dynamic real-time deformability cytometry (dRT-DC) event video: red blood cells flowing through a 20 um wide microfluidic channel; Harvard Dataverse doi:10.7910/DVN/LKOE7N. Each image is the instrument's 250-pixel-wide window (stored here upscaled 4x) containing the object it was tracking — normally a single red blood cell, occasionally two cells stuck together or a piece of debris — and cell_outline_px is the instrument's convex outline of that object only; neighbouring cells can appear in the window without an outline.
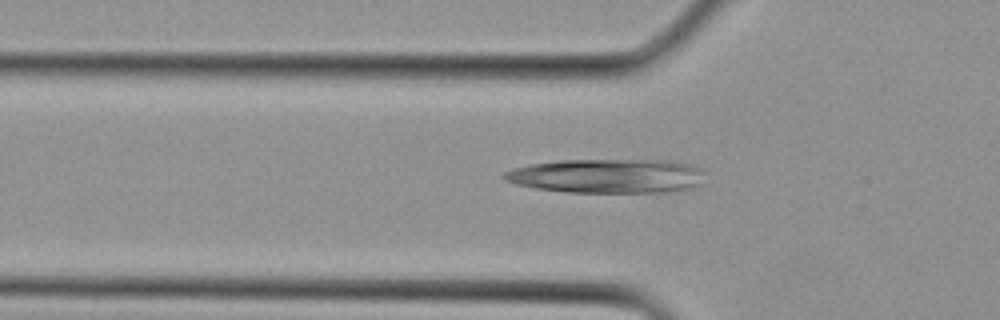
{"species": "Egyptian fruit bat (a non-hibernating species)", "species_latin": "Rousettus aegyptiacus", "temperature_condition": "cold", "stored_images_in_passage": 4, "camera_frame_rate_fps": 3000, "um_per_image_px": 0.085, "animal": {"sex": "female"}, "frame": {"image": 1, "passage_image": 4, "time_ms": 1.0, "image_size_px": [1000, 320], "cell_outline_px": [[704, 184], [692, 188], [668, 192], [568, 192], [532, 188], [516, 184], [504, 180], [500, 176], [504, 172], [512, 168], [532, 164], [560, 160], [672, 160], [692, 164], [704, 168]], "centroid_in_image_um": [51.68, 14.95], "position_along_channel_um": 74.1, "area_um2": 40.75}}